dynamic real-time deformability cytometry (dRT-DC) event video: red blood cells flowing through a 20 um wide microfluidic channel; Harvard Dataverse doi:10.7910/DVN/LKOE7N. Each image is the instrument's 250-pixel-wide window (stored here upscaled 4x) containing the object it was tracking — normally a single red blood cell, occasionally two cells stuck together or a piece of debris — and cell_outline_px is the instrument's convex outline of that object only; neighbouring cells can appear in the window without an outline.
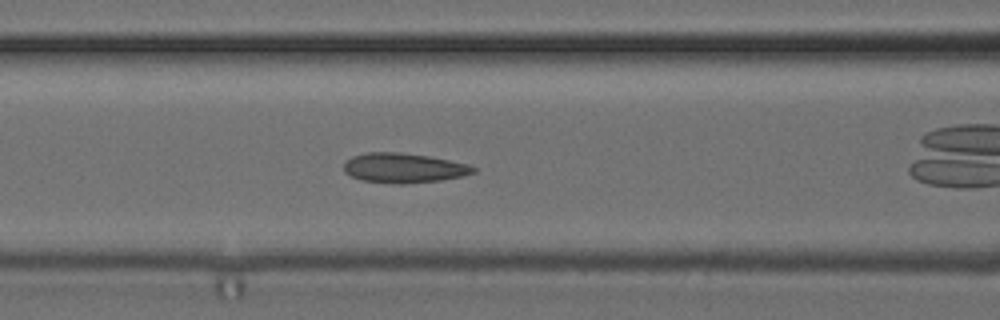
{"species": "common noctule bat (a hibernating species)", "species_latin": "Nyctalus noctula", "temperature_condition": "cold", "stored_images_in_passage": 41, "camera_frame_rate_fps": 3000, "um_per_image_px": 0.085, "animal": {"sex": "female", "body_mass_g": 24.6, "forearm_length_mm": 56.2}, "frame": {"image": 1, "passage_image": 9, "time_ms": 2.667, "image_size_px": [1000, 320], "cell_outline_px": [[476, 172], [464, 176], [440, 180], [404, 184], [396, 184], [360, 180], [344, 172], [344, 164], [352, 156], [368, 152], [400, 152], [428, 156], [468, 164], [476, 168]], "centroid_in_image_um": [34.32, 14.28], "position_along_channel_um": 132.3, "area_um2": 22.43}}
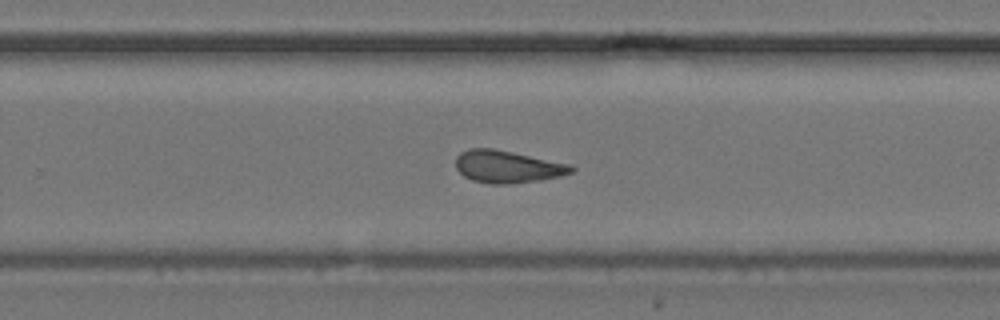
{"frame": {"image": 2, "passage_image": 21, "time_ms": 6.667, "image_size_px": [1000, 320], "cell_outline_px": [[576, 168], [572, 172], [560, 176], [540, 180], [512, 184], [492, 184], [472, 180], [464, 176], [456, 168], [456, 156], [460, 152], [468, 148], [492, 148], [572, 164]], "centroid_in_image_um": [43.14, 14.17], "position_along_channel_um": 286.7, "area_um2": 21.91}}
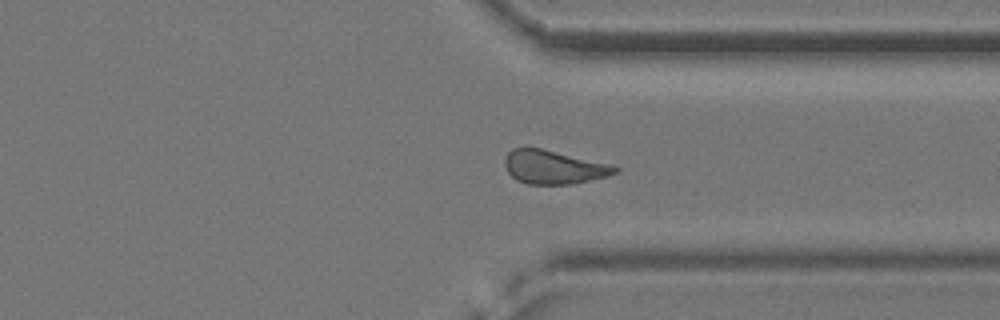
{"frame": {"image": 3, "passage_image": 27, "time_ms": 8.667, "image_size_px": [1000, 320], "cell_outline_px": [[620, 172], [608, 176], [572, 184], [528, 184], [516, 180], [508, 172], [504, 164], [504, 160], [508, 152], [512, 148], [524, 144], [612, 164], [620, 168]], "centroid_in_image_um": [47.05, 14.17], "position_along_channel_um": 364.3, "area_um2": 22.2}, "authors_computed_cell_mechanics": {"area_um2": 21.7906, "velocity_mm_per_s": 3.872, "shape_relaxation_time_tau1_ms": null, "shape_relaxation_time_tau2_ms": 1.9936, "deformation_change_tau1": null, "deformation_change_tau2": 0.0615}}